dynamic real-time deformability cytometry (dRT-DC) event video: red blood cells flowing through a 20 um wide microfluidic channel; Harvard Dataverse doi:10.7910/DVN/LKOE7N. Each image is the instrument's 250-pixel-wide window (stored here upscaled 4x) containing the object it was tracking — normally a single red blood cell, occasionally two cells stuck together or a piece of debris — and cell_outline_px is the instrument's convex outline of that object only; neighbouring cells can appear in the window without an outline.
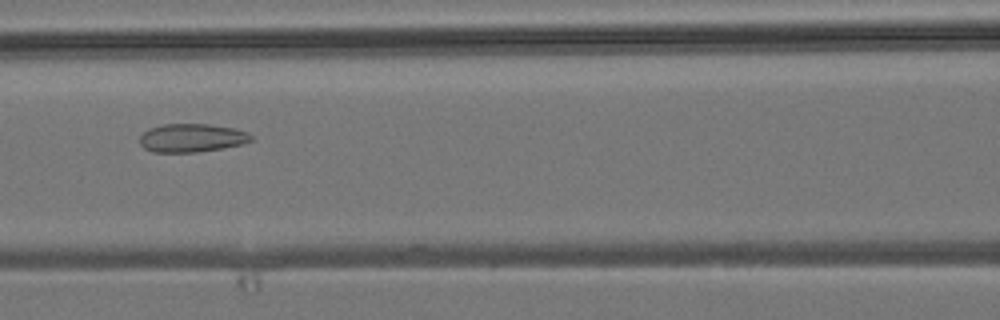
{"species": "common noctule bat (a hibernating species)", "species_latin": "Nyctalus noctula", "temperature_condition": "room temperature", "stored_images_in_passage": 4, "camera_frame_rate_fps": 3000, "um_per_image_px": 0.085, "animal": {"sex": "male", "body_mass_g": 19.2, "forearm_length_mm": 51.8}, "frame": {"image": 1, "passage_image": 4, "time_ms": 3.333, "image_size_px": [1000, 320], "cell_outline_px": [[252, 140], [244, 144], [224, 148], [196, 152], [152, 152], [144, 148], [140, 144], [140, 136], [144, 132], [152, 128], [164, 124], [208, 124], [232, 128], [248, 132], [252, 136]], "centroid_in_image_um": [16.32, 11.73], "position_along_channel_um": 150.3, "area_um2": 18.38}}